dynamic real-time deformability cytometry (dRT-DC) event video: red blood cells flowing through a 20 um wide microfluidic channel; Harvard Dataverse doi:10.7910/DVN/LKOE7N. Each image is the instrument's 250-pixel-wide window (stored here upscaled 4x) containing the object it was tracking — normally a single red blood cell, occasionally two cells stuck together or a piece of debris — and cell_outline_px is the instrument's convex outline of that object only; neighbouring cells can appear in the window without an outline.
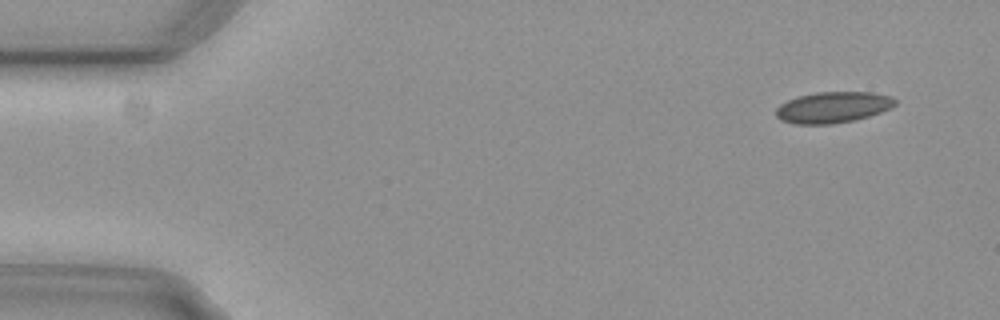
{"species": "common noctule bat (a hibernating species)", "species_latin": "Nyctalus noctula", "temperature_condition": "cold", "stored_images_in_passage": 5, "camera_frame_rate_fps": 3000, "um_per_image_px": 0.085, "animal": {"sex": "female", "body_mass_g": 29.2, "forearm_length_mm": 56.3}, "frame": {"image": 1, "passage_image": 1, "time_ms": 0.0, "image_size_px": [1000, 320], "cell_outline_px": [[896, 104], [880, 112], [856, 120], [832, 124], [796, 124], [780, 120], [776, 116], [776, 108], [780, 104], [788, 100], [800, 96], [816, 92], [872, 92], [892, 96], [896, 100]], "centroid_in_image_um": [70.79, 9.12], "position_along_channel_um": 14.2, "area_um2": 21.56}}
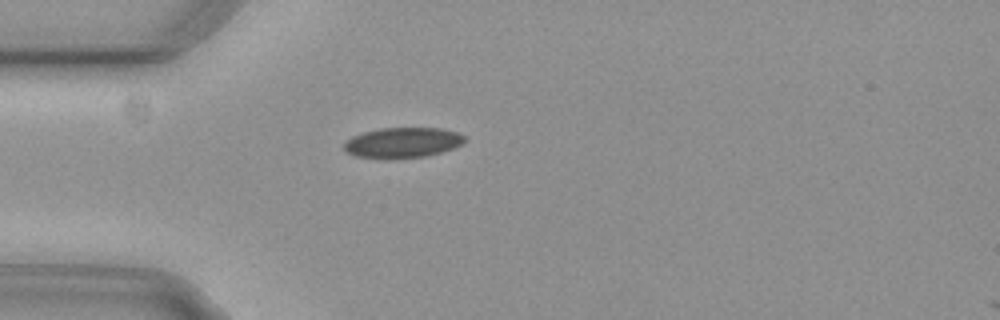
{"frame": {"image": 2, "passage_image": 4, "time_ms": 1.0, "image_size_px": [1000, 320], "cell_outline_px": [[464, 140], [460, 144], [452, 148], [440, 152], [424, 156], [388, 160], [384, 160], [356, 156], [348, 152], [344, 148], [344, 144], [352, 136], [364, 132], [380, 128], [440, 128], [456, 132], [464, 136]], "centroid_in_image_um": [34.17, 12.14], "position_along_channel_um": 50.8, "area_um2": 21.27}}